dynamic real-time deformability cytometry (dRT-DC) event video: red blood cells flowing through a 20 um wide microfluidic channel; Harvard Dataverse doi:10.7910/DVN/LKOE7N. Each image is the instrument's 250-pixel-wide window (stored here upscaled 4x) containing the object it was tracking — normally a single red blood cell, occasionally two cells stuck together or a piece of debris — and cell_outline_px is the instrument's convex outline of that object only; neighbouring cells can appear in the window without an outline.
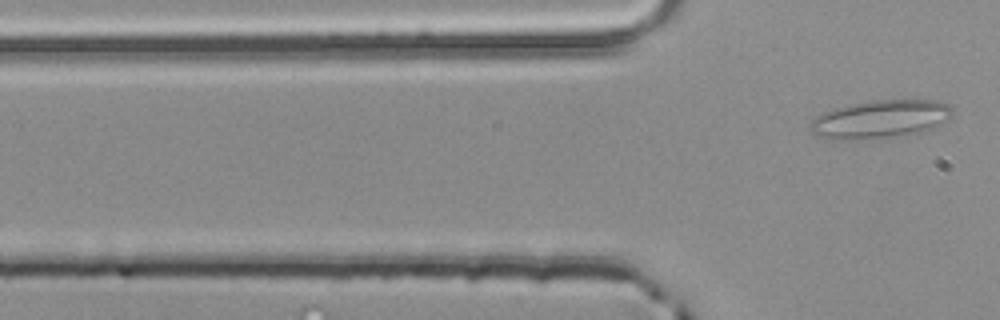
{"species": "common noctule bat (a hibernating species)", "species_latin": "Nyctalus noctula", "temperature_condition": "room temperature", "stored_images_in_passage": 3, "camera_frame_rate_fps": 3000, "um_per_image_px": 0.085, "animal": {"sex": "male", "body_mass_g": 20.4}, "frame": {"image": 1, "passage_image": 3, "time_ms": 0.667, "image_size_px": [1000, 320], "cell_outline_px": [[952, 116], [948, 120], [932, 128], [916, 132], [896, 136], [852, 140], [816, 136], [808, 128], [808, 124], [816, 116], [832, 108], [872, 100], [936, 100], [948, 104], [952, 108]], "centroid_in_image_um": [74.8, 10.11], "position_along_channel_um": 51.0, "area_um2": 31.44}}